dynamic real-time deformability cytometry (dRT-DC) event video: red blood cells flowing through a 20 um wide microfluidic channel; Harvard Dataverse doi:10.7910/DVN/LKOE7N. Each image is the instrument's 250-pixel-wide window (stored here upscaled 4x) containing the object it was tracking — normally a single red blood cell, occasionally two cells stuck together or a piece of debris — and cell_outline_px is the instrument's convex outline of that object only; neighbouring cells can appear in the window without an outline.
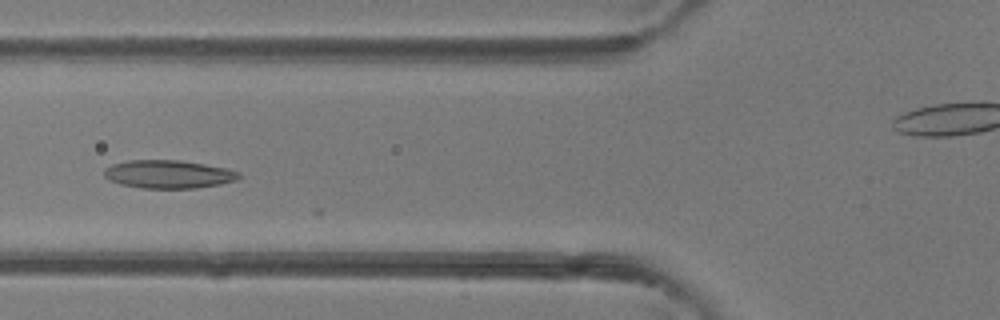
{"species": "common noctule bat (a hibernating species)", "species_latin": "Nyctalus noctula", "temperature_condition": "room temperature", "stored_images_in_passage": 7, "camera_frame_rate_fps": 3000, "um_per_image_px": 0.085, "animal": {"sex": "female"}, "frame": {"image": 1, "passage_image": 5, "time_ms": 4.667, "image_size_px": [1000, 320], "cell_outline_px": [[240, 176], [236, 180], [220, 184], [196, 188], [140, 188], [120, 184], [108, 180], [104, 176], [104, 168], [112, 164], [128, 160], [180, 160], [204, 164], [224, 168], [240, 172]], "centroid_in_image_um": [14.27, 14.81], "position_along_channel_um": 111.5, "area_um2": 22.14}}